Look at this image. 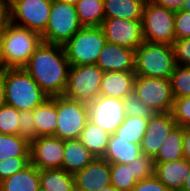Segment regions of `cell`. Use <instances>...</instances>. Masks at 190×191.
Masks as SVG:
<instances>
[{
  "label": "cell",
  "instance_id": "d590c367",
  "mask_svg": "<svg viewBox=\"0 0 190 191\" xmlns=\"http://www.w3.org/2000/svg\"><path fill=\"white\" fill-rule=\"evenodd\" d=\"M171 114L177 126H190V96L175 98Z\"/></svg>",
  "mask_w": 190,
  "mask_h": 191
},
{
  "label": "cell",
  "instance_id": "7c38bea8",
  "mask_svg": "<svg viewBox=\"0 0 190 191\" xmlns=\"http://www.w3.org/2000/svg\"><path fill=\"white\" fill-rule=\"evenodd\" d=\"M125 107L122 99L99 95L88 104V119L109 134L125 120Z\"/></svg>",
  "mask_w": 190,
  "mask_h": 191
},
{
  "label": "cell",
  "instance_id": "cb8c5ba5",
  "mask_svg": "<svg viewBox=\"0 0 190 191\" xmlns=\"http://www.w3.org/2000/svg\"><path fill=\"white\" fill-rule=\"evenodd\" d=\"M146 0H104L105 18L142 20Z\"/></svg>",
  "mask_w": 190,
  "mask_h": 191
},
{
  "label": "cell",
  "instance_id": "816d5d0a",
  "mask_svg": "<svg viewBox=\"0 0 190 191\" xmlns=\"http://www.w3.org/2000/svg\"><path fill=\"white\" fill-rule=\"evenodd\" d=\"M100 191H119V190L116 189L115 187H113L112 185H109V186L101 189Z\"/></svg>",
  "mask_w": 190,
  "mask_h": 191
},
{
  "label": "cell",
  "instance_id": "d4e9b609",
  "mask_svg": "<svg viewBox=\"0 0 190 191\" xmlns=\"http://www.w3.org/2000/svg\"><path fill=\"white\" fill-rule=\"evenodd\" d=\"M109 137V133L88 120L79 140L96 158H102L107 149Z\"/></svg>",
  "mask_w": 190,
  "mask_h": 191
},
{
  "label": "cell",
  "instance_id": "ac0fdd59",
  "mask_svg": "<svg viewBox=\"0 0 190 191\" xmlns=\"http://www.w3.org/2000/svg\"><path fill=\"white\" fill-rule=\"evenodd\" d=\"M154 175L170 190L182 191L190 173V162L184 158L171 162H154Z\"/></svg>",
  "mask_w": 190,
  "mask_h": 191
},
{
  "label": "cell",
  "instance_id": "484cf974",
  "mask_svg": "<svg viewBox=\"0 0 190 191\" xmlns=\"http://www.w3.org/2000/svg\"><path fill=\"white\" fill-rule=\"evenodd\" d=\"M40 186L46 191H75L74 174L63 169H42Z\"/></svg>",
  "mask_w": 190,
  "mask_h": 191
},
{
  "label": "cell",
  "instance_id": "f546056e",
  "mask_svg": "<svg viewBox=\"0 0 190 191\" xmlns=\"http://www.w3.org/2000/svg\"><path fill=\"white\" fill-rule=\"evenodd\" d=\"M148 119L126 116L123 123L115 130L114 134L126 139L130 143L140 145L146 131Z\"/></svg>",
  "mask_w": 190,
  "mask_h": 191
},
{
  "label": "cell",
  "instance_id": "f907efd6",
  "mask_svg": "<svg viewBox=\"0 0 190 191\" xmlns=\"http://www.w3.org/2000/svg\"><path fill=\"white\" fill-rule=\"evenodd\" d=\"M182 10L190 12V0L185 1L184 5L182 7Z\"/></svg>",
  "mask_w": 190,
  "mask_h": 191
},
{
  "label": "cell",
  "instance_id": "4316f807",
  "mask_svg": "<svg viewBox=\"0 0 190 191\" xmlns=\"http://www.w3.org/2000/svg\"><path fill=\"white\" fill-rule=\"evenodd\" d=\"M183 127L176 126L164 139L159 152L153 158L154 162H171L184 158Z\"/></svg>",
  "mask_w": 190,
  "mask_h": 191
},
{
  "label": "cell",
  "instance_id": "5b68a950",
  "mask_svg": "<svg viewBox=\"0 0 190 191\" xmlns=\"http://www.w3.org/2000/svg\"><path fill=\"white\" fill-rule=\"evenodd\" d=\"M106 43L100 26L82 27L63 47L70 66L96 64Z\"/></svg>",
  "mask_w": 190,
  "mask_h": 191
},
{
  "label": "cell",
  "instance_id": "ab89813d",
  "mask_svg": "<svg viewBox=\"0 0 190 191\" xmlns=\"http://www.w3.org/2000/svg\"><path fill=\"white\" fill-rule=\"evenodd\" d=\"M175 62L177 65L190 66V37L175 40L173 43Z\"/></svg>",
  "mask_w": 190,
  "mask_h": 191
},
{
  "label": "cell",
  "instance_id": "83f0119b",
  "mask_svg": "<svg viewBox=\"0 0 190 191\" xmlns=\"http://www.w3.org/2000/svg\"><path fill=\"white\" fill-rule=\"evenodd\" d=\"M75 6L82 27L102 25L105 19L104 0H78Z\"/></svg>",
  "mask_w": 190,
  "mask_h": 191
},
{
  "label": "cell",
  "instance_id": "4fadbf2b",
  "mask_svg": "<svg viewBox=\"0 0 190 191\" xmlns=\"http://www.w3.org/2000/svg\"><path fill=\"white\" fill-rule=\"evenodd\" d=\"M100 27L106 42L134 50L144 42L142 20L105 18Z\"/></svg>",
  "mask_w": 190,
  "mask_h": 191
},
{
  "label": "cell",
  "instance_id": "1f68e13d",
  "mask_svg": "<svg viewBox=\"0 0 190 191\" xmlns=\"http://www.w3.org/2000/svg\"><path fill=\"white\" fill-rule=\"evenodd\" d=\"M170 82L174 98L190 96V66L176 65Z\"/></svg>",
  "mask_w": 190,
  "mask_h": 191
},
{
  "label": "cell",
  "instance_id": "e575fe53",
  "mask_svg": "<svg viewBox=\"0 0 190 191\" xmlns=\"http://www.w3.org/2000/svg\"><path fill=\"white\" fill-rule=\"evenodd\" d=\"M18 135L27 140L29 143L38 138L33 117V110L19 111Z\"/></svg>",
  "mask_w": 190,
  "mask_h": 191
},
{
  "label": "cell",
  "instance_id": "277c9868",
  "mask_svg": "<svg viewBox=\"0 0 190 191\" xmlns=\"http://www.w3.org/2000/svg\"><path fill=\"white\" fill-rule=\"evenodd\" d=\"M42 43L41 34L11 22L3 29L5 69L24 68L36 48Z\"/></svg>",
  "mask_w": 190,
  "mask_h": 191
},
{
  "label": "cell",
  "instance_id": "d6986e66",
  "mask_svg": "<svg viewBox=\"0 0 190 191\" xmlns=\"http://www.w3.org/2000/svg\"><path fill=\"white\" fill-rule=\"evenodd\" d=\"M135 72H104L99 95L124 100L134 92Z\"/></svg>",
  "mask_w": 190,
  "mask_h": 191
},
{
  "label": "cell",
  "instance_id": "60d3db41",
  "mask_svg": "<svg viewBox=\"0 0 190 191\" xmlns=\"http://www.w3.org/2000/svg\"><path fill=\"white\" fill-rule=\"evenodd\" d=\"M131 191H170L155 175L139 180Z\"/></svg>",
  "mask_w": 190,
  "mask_h": 191
},
{
  "label": "cell",
  "instance_id": "7bdbcfd3",
  "mask_svg": "<svg viewBox=\"0 0 190 191\" xmlns=\"http://www.w3.org/2000/svg\"><path fill=\"white\" fill-rule=\"evenodd\" d=\"M183 155L190 162V126L183 127Z\"/></svg>",
  "mask_w": 190,
  "mask_h": 191
},
{
  "label": "cell",
  "instance_id": "681fc988",
  "mask_svg": "<svg viewBox=\"0 0 190 191\" xmlns=\"http://www.w3.org/2000/svg\"><path fill=\"white\" fill-rule=\"evenodd\" d=\"M55 1L66 3V4L76 5L78 0H55Z\"/></svg>",
  "mask_w": 190,
  "mask_h": 191
},
{
  "label": "cell",
  "instance_id": "9a60e30c",
  "mask_svg": "<svg viewBox=\"0 0 190 191\" xmlns=\"http://www.w3.org/2000/svg\"><path fill=\"white\" fill-rule=\"evenodd\" d=\"M177 126L171 112L155 113L148 119L144 137L140 143L141 153L155 157L168 134Z\"/></svg>",
  "mask_w": 190,
  "mask_h": 191
},
{
  "label": "cell",
  "instance_id": "2e32d148",
  "mask_svg": "<svg viewBox=\"0 0 190 191\" xmlns=\"http://www.w3.org/2000/svg\"><path fill=\"white\" fill-rule=\"evenodd\" d=\"M75 190L100 191L111 185L110 163L104 158H95L90 164L74 174Z\"/></svg>",
  "mask_w": 190,
  "mask_h": 191
},
{
  "label": "cell",
  "instance_id": "9c48e42d",
  "mask_svg": "<svg viewBox=\"0 0 190 191\" xmlns=\"http://www.w3.org/2000/svg\"><path fill=\"white\" fill-rule=\"evenodd\" d=\"M88 120V104L57 96V125L53 136L62 140L79 139Z\"/></svg>",
  "mask_w": 190,
  "mask_h": 191
},
{
  "label": "cell",
  "instance_id": "44dd1931",
  "mask_svg": "<svg viewBox=\"0 0 190 191\" xmlns=\"http://www.w3.org/2000/svg\"><path fill=\"white\" fill-rule=\"evenodd\" d=\"M141 154L140 145L130 143L113 133L110 134L109 143L102 158L109 163L129 164Z\"/></svg>",
  "mask_w": 190,
  "mask_h": 191
},
{
  "label": "cell",
  "instance_id": "f6af8a7d",
  "mask_svg": "<svg viewBox=\"0 0 190 191\" xmlns=\"http://www.w3.org/2000/svg\"><path fill=\"white\" fill-rule=\"evenodd\" d=\"M6 104L5 100V85H4V70L0 71V107Z\"/></svg>",
  "mask_w": 190,
  "mask_h": 191
},
{
  "label": "cell",
  "instance_id": "74e56055",
  "mask_svg": "<svg viewBox=\"0 0 190 191\" xmlns=\"http://www.w3.org/2000/svg\"><path fill=\"white\" fill-rule=\"evenodd\" d=\"M155 163L153 157L141 154L133 161L134 177L139 181L154 175Z\"/></svg>",
  "mask_w": 190,
  "mask_h": 191
},
{
  "label": "cell",
  "instance_id": "bcb514c9",
  "mask_svg": "<svg viewBox=\"0 0 190 191\" xmlns=\"http://www.w3.org/2000/svg\"><path fill=\"white\" fill-rule=\"evenodd\" d=\"M5 70L3 55V31H0V71Z\"/></svg>",
  "mask_w": 190,
  "mask_h": 191
},
{
  "label": "cell",
  "instance_id": "e0dca14e",
  "mask_svg": "<svg viewBox=\"0 0 190 191\" xmlns=\"http://www.w3.org/2000/svg\"><path fill=\"white\" fill-rule=\"evenodd\" d=\"M96 65L103 72H135V50L106 42Z\"/></svg>",
  "mask_w": 190,
  "mask_h": 191
},
{
  "label": "cell",
  "instance_id": "52a82bcc",
  "mask_svg": "<svg viewBox=\"0 0 190 191\" xmlns=\"http://www.w3.org/2000/svg\"><path fill=\"white\" fill-rule=\"evenodd\" d=\"M103 74L96 64L70 66L63 96L89 104L99 96Z\"/></svg>",
  "mask_w": 190,
  "mask_h": 191
},
{
  "label": "cell",
  "instance_id": "8992f818",
  "mask_svg": "<svg viewBox=\"0 0 190 191\" xmlns=\"http://www.w3.org/2000/svg\"><path fill=\"white\" fill-rule=\"evenodd\" d=\"M81 28L76 6L53 0L42 41L64 46Z\"/></svg>",
  "mask_w": 190,
  "mask_h": 191
},
{
  "label": "cell",
  "instance_id": "7dc6e473",
  "mask_svg": "<svg viewBox=\"0 0 190 191\" xmlns=\"http://www.w3.org/2000/svg\"><path fill=\"white\" fill-rule=\"evenodd\" d=\"M20 1L22 0H4V4L10 10L13 6H15Z\"/></svg>",
  "mask_w": 190,
  "mask_h": 191
},
{
  "label": "cell",
  "instance_id": "f1b7e54d",
  "mask_svg": "<svg viewBox=\"0 0 190 191\" xmlns=\"http://www.w3.org/2000/svg\"><path fill=\"white\" fill-rule=\"evenodd\" d=\"M12 157H30V143L19 135L0 133V160Z\"/></svg>",
  "mask_w": 190,
  "mask_h": 191
},
{
  "label": "cell",
  "instance_id": "b9f144b4",
  "mask_svg": "<svg viewBox=\"0 0 190 191\" xmlns=\"http://www.w3.org/2000/svg\"><path fill=\"white\" fill-rule=\"evenodd\" d=\"M158 6H162L170 11L178 12L182 10V7L186 0H151Z\"/></svg>",
  "mask_w": 190,
  "mask_h": 191
},
{
  "label": "cell",
  "instance_id": "ee69618b",
  "mask_svg": "<svg viewBox=\"0 0 190 191\" xmlns=\"http://www.w3.org/2000/svg\"><path fill=\"white\" fill-rule=\"evenodd\" d=\"M10 23V12L5 4H0V31Z\"/></svg>",
  "mask_w": 190,
  "mask_h": 191
},
{
  "label": "cell",
  "instance_id": "c3c4849f",
  "mask_svg": "<svg viewBox=\"0 0 190 191\" xmlns=\"http://www.w3.org/2000/svg\"><path fill=\"white\" fill-rule=\"evenodd\" d=\"M182 191H190V173L189 175L187 176V179L184 183V186L182 188Z\"/></svg>",
  "mask_w": 190,
  "mask_h": 191
},
{
  "label": "cell",
  "instance_id": "f5cc1de1",
  "mask_svg": "<svg viewBox=\"0 0 190 191\" xmlns=\"http://www.w3.org/2000/svg\"><path fill=\"white\" fill-rule=\"evenodd\" d=\"M38 191H46V190L40 186Z\"/></svg>",
  "mask_w": 190,
  "mask_h": 191
},
{
  "label": "cell",
  "instance_id": "4dcf8cb0",
  "mask_svg": "<svg viewBox=\"0 0 190 191\" xmlns=\"http://www.w3.org/2000/svg\"><path fill=\"white\" fill-rule=\"evenodd\" d=\"M110 180L119 191H131L138 182L134 177L133 161L129 164L110 163Z\"/></svg>",
  "mask_w": 190,
  "mask_h": 191
},
{
  "label": "cell",
  "instance_id": "ba28073f",
  "mask_svg": "<svg viewBox=\"0 0 190 191\" xmlns=\"http://www.w3.org/2000/svg\"><path fill=\"white\" fill-rule=\"evenodd\" d=\"M174 19L175 12L146 0L142 15L144 41L173 45Z\"/></svg>",
  "mask_w": 190,
  "mask_h": 191
},
{
  "label": "cell",
  "instance_id": "8fae6325",
  "mask_svg": "<svg viewBox=\"0 0 190 191\" xmlns=\"http://www.w3.org/2000/svg\"><path fill=\"white\" fill-rule=\"evenodd\" d=\"M52 2L53 0H22L9 10L10 22L42 34L47 27Z\"/></svg>",
  "mask_w": 190,
  "mask_h": 191
},
{
  "label": "cell",
  "instance_id": "7a4b0ae2",
  "mask_svg": "<svg viewBox=\"0 0 190 191\" xmlns=\"http://www.w3.org/2000/svg\"><path fill=\"white\" fill-rule=\"evenodd\" d=\"M6 104L18 111L34 110L49 97L23 69L4 70Z\"/></svg>",
  "mask_w": 190,
  "mask_h": 191
},
{
  "label": "cell",
  "instance_id": "5bb4252c",
  "mask_svg": "<svg viewBox=\"0 0 190 191\" xmlns=\"http://www.w3.org/2000/svg\"><path fill=\"white\" fill-rule=\"evenodd\" d=\"M64 140L41 136L30 143V163L42 169H62Z\"/></svg>",
  "mask_w": 190,
  "mask_h": 191
},
{
  "label": "cell",
  "instance_id": "d6a6232c",
  "mask_svg": "<svg viewBox=\"0 0 190 191\" xmlns=\"http://www.w3.org/2000/svg\"><path fill=\"white\" fill-rule=\"evenodd\" d=\"M19 111L13 106L4 104L0 107V133L18 135Z\"/></svg>",
  "mask_w": 190,
  "mask_h": 191
},
{
  "label": "cell",
  "instance_id": "7402d4cb",
  "mask_svg": "<svg viewBox=\"0 0 190 191\" xmlns=\"http://www.w3.org/2000/svg\"><path fill=\"white\" fill-rule=\"evenodd\" d=\"M38 137L53 136L57 125V96L49 97L33 110Z\"/></svg>",
  "mask_w": 190,
  "mask_h": 191
},
{
  "label": "cell",
  "instance_id": "3957f363",
  "mask_svg": "<svg viewBox=\"0 0 190 191\" xmlns=\"http://www.w3.org/2000/svg\"><path fill=\"white\" fill-rule=\"evenodd\" d=\"M173 46L144 41L135 49V75L170 79L176 67Z\"/></svg>",
  "mask_w": 190,
  "mask_h": 191
},
{
  "label": "cell",
  "instance_id": "30bf717a",
  "mask_svg": "<svg viewBox=\"0 0 190 191\" xmlns=\"http://www.w3.org/2000/svg\"><path fill=\"white\" fill-rule=\"evenodd\" d=\"M134 93L155 113L171 112L174 96L170 79L136 76Z\"/></svg>",
  "mask_w": 190,
  "mask_h": 191
},
{
  "label": "cell",
  "instance_id": "db71d44e",
  "mask_svg": "<svg viewBox=\"0 0 190 191\" xmlns=\"http://www.w3.org/2000/svg\"><path fill=\"white\" fill-rule=\"evenodd\" d=\"M0 4H4V0H0Z\"/></svg>",
  "mask_w": 190,
  "mask_h": 191
},
{
  "label": "cell",
  "instance_id": "836d02e7",
  "mask_svg": "<svg viewBox=\"0 0 190 191\" xmlns=\"http://www.w3.org/2000/svg\"><path fill=\"white\" fill-rule=\"evenodd\" d=\"M125 115L131 117H140L143 119H149L155 114V111L152 110L148 105L143 103L138 99L137 95L132 92L124 100Z\"/></svg>",
  "mask_w": 190,
  "mask_h": 191
},
{
  "label": "cell",
  "instance_id": "f35d334b",
  "mask_svg": "<svg viewBox=\"0 0 190 191\" xmlns=\"http://www.w3.org/2000/svg\"><path fill=\"white\" fill-rule=\"evenodd\" d=\"M175 40H181L190 37V12H175L174 19Z\"/></svg>",
  "mask_w": 190,
  "mask_h": 191
},
{
  "label": "cell",
  "instance_id": "8d00e7d4",
  "mask_svg": "<svg viewBox=\"0 0 190 191\" xmlns=\"http://www.w3.org/2000/svg\"><path fill=\"white\" fill-rule=\"evenodd\" d=\"M30 164V157H12L0 160V181L9 178Z\"/></svg>",
  "mask_w": 190,
  "mask_h": 191
},
{
  "label": "cell",
  "instance_id": "603a6c76",
  "mask_svg": "<svg viewBox=\"0 0 190 191\" xmlns=\"http://www.w3.org/2000/svg\"><path fill=\"white\" fill-rule=\"evenodd\" d=\"M39 187L40 170L31 163L1 181V191H38Z\"/></svg>",
  "mask_w": 190,
  "mask_h": 191
},
{
  "label": "cell",
  "instance_id": "6da1fadb",
  "mask_svg": "<svg viewBox=\"0 0 190 191\" xmlns=\"http://www.w3.org/2000/svg\"><path fill=\"white\" fill-rule=\"evenodd\" d=\"M70 64L62 45L43 42L23 68L48 97L63 95Z\"/></svg>",
  "mask_w": 190,
  "mask_h": 191
},
{
  "label": "cell",
  "instance_id": "ffe728a7",
  "mask_svg": "<svg viewBox=\"0 0 190 191\" xmlns=\"http://www.w3.org/2000/svg\"><path fill=\"white\" fill-rule=\"evenodd\" d=\"M96 157L79 139L64 140V159L62 169L70 174L82 170Z\"/></svg>",
  "mask_w": 190,
  "mask_h": 191
}]
</instances>
